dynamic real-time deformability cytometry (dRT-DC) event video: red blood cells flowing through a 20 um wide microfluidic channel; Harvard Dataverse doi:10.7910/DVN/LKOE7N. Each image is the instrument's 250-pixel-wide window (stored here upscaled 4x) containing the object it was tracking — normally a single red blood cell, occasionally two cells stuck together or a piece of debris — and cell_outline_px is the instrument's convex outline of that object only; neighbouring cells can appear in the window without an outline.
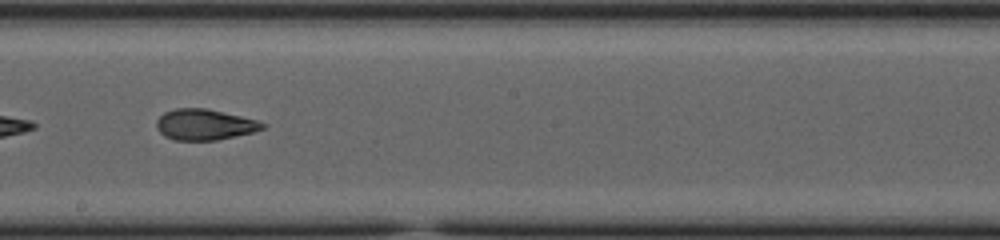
{"species": "common noctule bat (a hibernating species)", "species_latin": "Nyctalus noctula", "temperature_condition": "cold", "stored_images_in_passage": 31, "camera_frame_rate_fps": 3000, "um_per_image_px": 0.085, "animal": {"sex": "female", "body_mass_g": 23.0, "forearm_length_mm": 53.4}, "frame": {"image": 1, "passage_image": 14, "time_ms": 4.333, "image_size_px": [1000, 240], "cell_outline_px": [[268, 124], [264, 128], [252, 132], [216, 140], [176, 140], [164, 136], [156, 128], [156, 120], [164, 112], [176, 108], [208, 108], [256, 120]], "centroid_in_image_um": [17.36, 10.58], "position_along_channel_um": 230.8, "area_um2": 19.02}, "authors_computed_cell_mechanics": {"area_um2": 19.5364, "velocity_mm_per_s": 3.7174, "shape_relaxation_time_tau1_ms": 6.5528, "shape_relaxation_time_tau2_ms": 2.65, "deformation_change_tau1": 0.1709, "deformation_change_tau2": 0.0918}}